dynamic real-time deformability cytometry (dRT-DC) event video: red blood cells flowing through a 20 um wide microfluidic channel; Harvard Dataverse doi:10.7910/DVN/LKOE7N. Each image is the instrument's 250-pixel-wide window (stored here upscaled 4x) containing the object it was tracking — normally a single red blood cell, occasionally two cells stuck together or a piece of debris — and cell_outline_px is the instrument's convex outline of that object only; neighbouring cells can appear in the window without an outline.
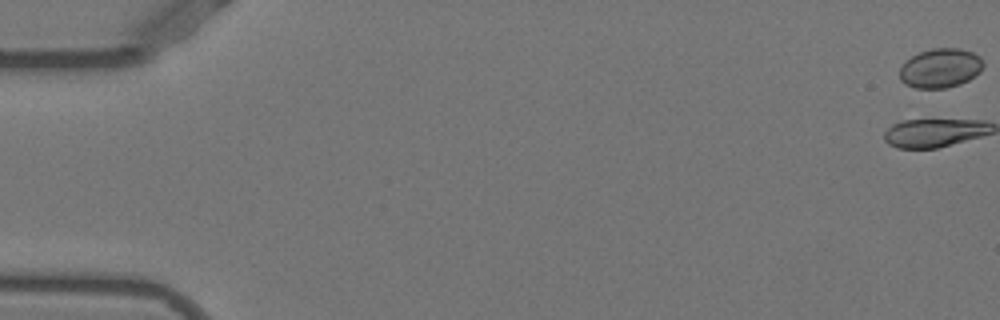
{"species": "Egyptian fruit bat (a non-hibernating species)", "species_latin": "Rousettus aegyptiacus", "temperature_condition": "warm", "stored_images_in_passage": 48, "camera_frame_rate_fps": 3000, "um_per_image_px": 0.085, "animal": {"sex": "female"}, "frame": {"image": 1, "passage_image": 1, "time_ms": 0.0, "image_size_px": [1000, 320], "cell_outline_px": [[984, 64], [980, 72], [968, 80], [960, 84], [944, 88], [916, 88], [904, 84], [900, 80], [900, 68], [904, 60], [920, 52], [932, 48], [956, 48], [972, 52], [980, 56]], "centroid_in_image_um": [79.91, 5.79], "position_along_channel_um": 5.1, "area_um2": 19.25}}